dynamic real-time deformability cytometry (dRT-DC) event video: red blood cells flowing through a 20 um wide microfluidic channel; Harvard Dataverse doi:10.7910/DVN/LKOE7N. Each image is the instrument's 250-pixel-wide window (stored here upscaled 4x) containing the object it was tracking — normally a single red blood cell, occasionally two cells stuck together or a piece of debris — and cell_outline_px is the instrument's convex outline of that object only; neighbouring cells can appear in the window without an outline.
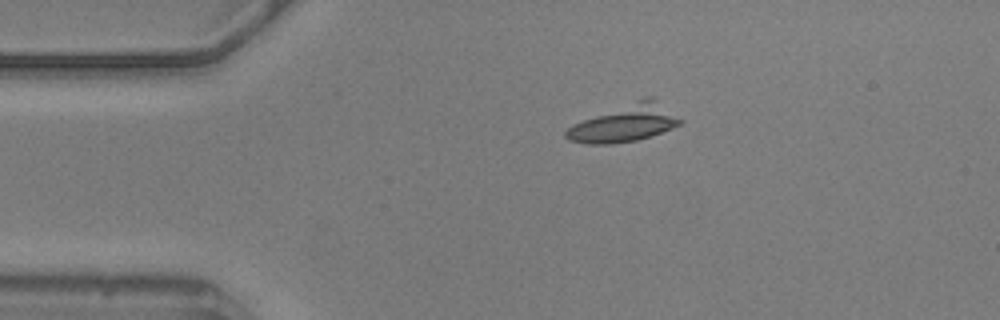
{"species": "common noctule bat (a hibernating species)", "species_latin": "Nyctalus noctula", "temperature_condition": "warm", "stored_images_in_passage": 21, "camera_frame_rate_fps": 3000, "um_per_image_px": 0.085, "animal": {"sex": "male", "body_mass_g": 20.5, "forearm_length_mm": 52.5}, "frame": {"image": 1, "passage_image": 1, "time_ms": 0.0, "image_size_px": [1000, 320], "cell_outline_px": [[684, 120], [680, 124], [672, 128], [636, 140], [612, 144], [588, 144], [568, 140], [564, 136], [564, 132], [572, 124], [644, 96], [652, 96]], "centroid_in_image_um": [53.09, 10.46], "position_along_channel_um": 31.9, "area_um2": 24.62}}
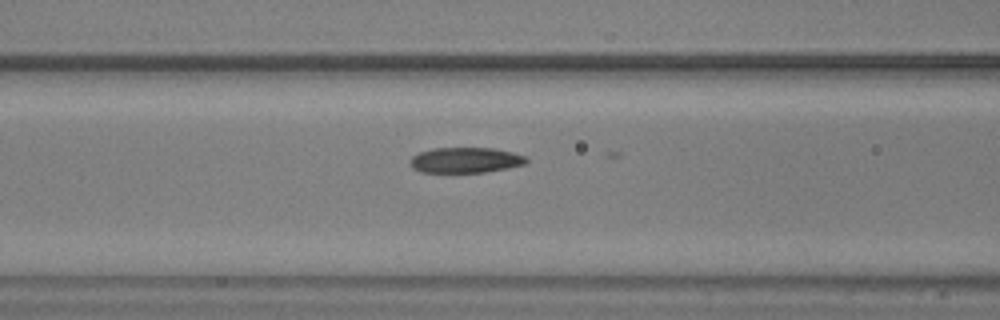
{"frame": {"image": 2, "passage_image": 12, "time_ms": 3.667, "image_size_px": [1000, 320], "cell_outline_px": [[528, 160], [524, 164], [508, 168], [484, 172], [420, 172], [412, 168], [408, 164], [408, 160], [412, 156], [420, 152], [432, 148], [492, 148], [512, 152], [524, 156]], "centroid_in_image_um": [39.5, 13.61], "position_along_channel_um": 127.1, "area_um2": 17.28}}
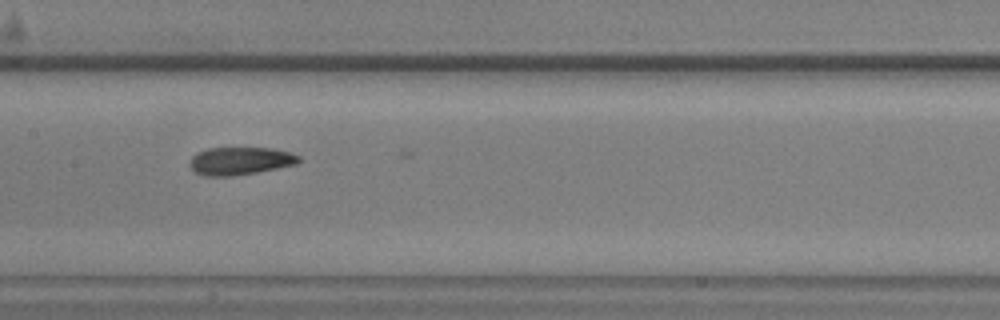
{"frame": {"image": 3, "passage_image": 17, "time_ms": 5.333, "image_size_px": [1000, 320], "cell_outline_px": [[300, 160], [296, 164], [256, 172], [232, 176], [204, 176], [192, 172], [188, 164], [192, 156], [196, 152], [208, 148], [272, 148], [288, 152], [300, 156]], "centroid_in_image_um": [20.34, 13.68], "position_along_channel_um": 187.1, "area_um2": 17.74}}